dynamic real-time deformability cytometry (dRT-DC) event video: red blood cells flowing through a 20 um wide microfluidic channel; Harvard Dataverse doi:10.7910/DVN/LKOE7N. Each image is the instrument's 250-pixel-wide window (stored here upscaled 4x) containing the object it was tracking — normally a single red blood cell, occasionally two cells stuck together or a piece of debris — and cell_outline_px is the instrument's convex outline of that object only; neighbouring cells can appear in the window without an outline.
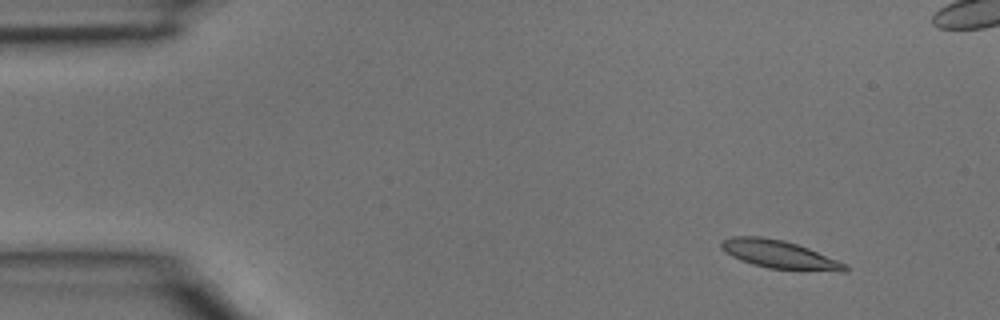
{"species": "common noctule bat (a hibernating species)", "species_latin": "Nyctalus noctula", "temperature_condition": "room temperature", "stored_images_in_passage": 3, "camera_frame_rate_fps": 3000, "um_per_image_px": 0.085, "animal": {"sex": "male", "body_mass_g": 15.6}, "frame": {"image": 1, "passage_image": 1, "time_ms": 0.0, "image_size_px": [1000, 320], "cell_outline_px": [[848, 268], [844, 272], [840, 272], [768, 268], [752, 264], [740, 260], [732, 256], [720, 248], [720, 240], [732, 236], [760, 236], [784, 240], [808, 248], [848, 264]], "centroid_in_image_um": [66.24, 21.63], "position_along_channel_um": 18.8, "area_um2": 20.4}}
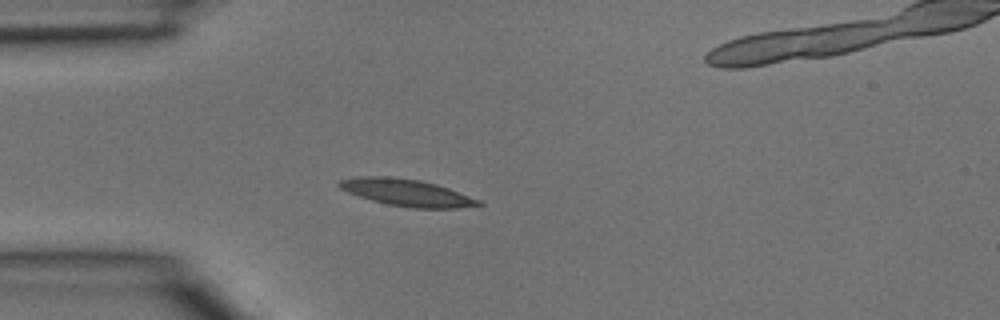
{"frame": {"image": 2, "passage_image": 3, "time_ms": 0.667, "image_size_px": [1000, 320], "cell_outline_px": [[484, 204], [456, 208], [412, 208], [388, 204], [372, 200], [348, 192], [340, 188], [336, 184], [340, 180], [360, 176], [388, 176], [420, 180], [436, 184], [448, 188], [480, 200]], "centroid_in_image_um": [34.56, 16.36], "position_along_channel_um": 50.4, "area_um2": 21.62}}